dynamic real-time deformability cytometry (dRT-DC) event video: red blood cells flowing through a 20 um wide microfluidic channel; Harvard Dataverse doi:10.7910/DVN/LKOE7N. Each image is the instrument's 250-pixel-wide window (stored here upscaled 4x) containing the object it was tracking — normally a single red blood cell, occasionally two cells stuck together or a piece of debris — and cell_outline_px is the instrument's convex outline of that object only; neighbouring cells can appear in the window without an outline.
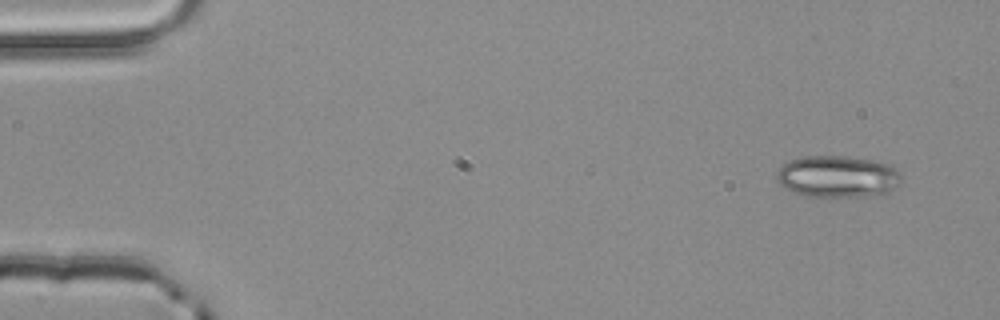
{"species": "common noctule bat (a hibernating species)", "species_latin": "Nyctalus noctula", "temperature_condition": "room temperature", "stored_images_in_passage": 5, "camera_frame_rate_fps": 3000, "um_per_image_px": 0.085, "animal": {"sex": "male", "body_mass_g": 20.4}, "frame": {"image": 1, "passage_image": 1, "time_ms": 0.0, "image_size_px": [1000, 320], "cell_outline_px": [[904, 176], [888, 192], [864, 196], [808, 196], [784, 188], [776, 180], [776, 172], [788, 160], [804, 156], [844, 156], [872, 160], [888, 164], [900, 172]], "centroid_in_image_um": [71.16, 14.99], "position_along_channel_um": 13.8, "area_um2": 30.11}}